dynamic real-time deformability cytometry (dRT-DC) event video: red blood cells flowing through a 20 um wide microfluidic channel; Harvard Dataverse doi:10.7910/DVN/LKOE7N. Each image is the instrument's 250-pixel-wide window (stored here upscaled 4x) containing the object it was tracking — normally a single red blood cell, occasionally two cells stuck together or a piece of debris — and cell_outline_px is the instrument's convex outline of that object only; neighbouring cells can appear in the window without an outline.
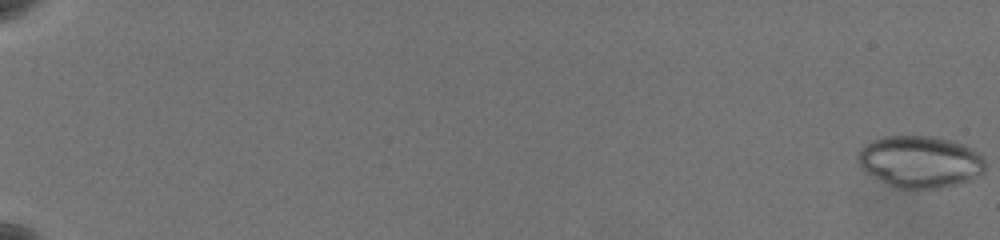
{"species": "common noctule bat (a hibernating species)", "species_latin": "Nyctalus noctula", "temperature_condition": "warm", "stored_images_in_passage": 63, "camera_frame_rate_fps": 3000, "um_per_image_px": 0.085, "animal": {"sex": "female", "body_mass_g": 19.5, "forearm_length_mm": 54.1}, "frame": {"image": 1, "passage_image": 1, "time_ms": 0.0, "image_size_px": [1000, 240], "cell_outline_px": [[984, 172], [980, 176], [956, 184], [940, 188], [896, 188], [864, 172], [856, 164], [856, 152], [864, 144], [872, 140], [884, 136], [936, 136], [952, 140], [964, 144], [980, 152], [984, 160]], "centroid_in_image_um": [78.17, 13.73], "position_along_channel_um": 6.8, "area_um2": 39.13}}
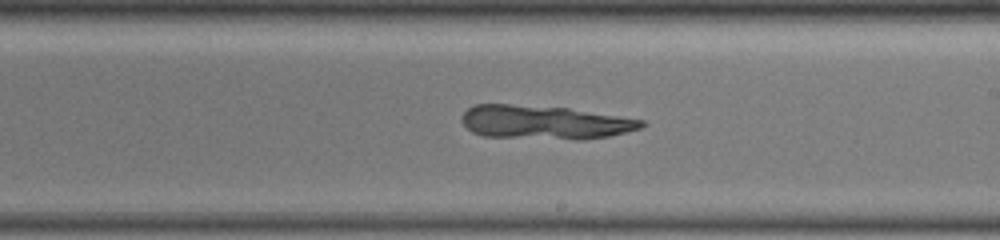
{"frame": {"image": 2, "passage_image": 41, "time_ms": 13.333, "image_size_px": [1000, 240], "cell_outline_px": [[648, 124], [640, 128], [608, 136], [584, 140], [576, 140], [484, 136], [472, 132], [460, 120], [460, 116], [468, 108], [476, 104], [508, 104], [568, 108], [644, 120]], "centroid_in_image_um": [46.27, 10.4], "position_along_channel_um": 242.7, "area_um2": 35.37}}
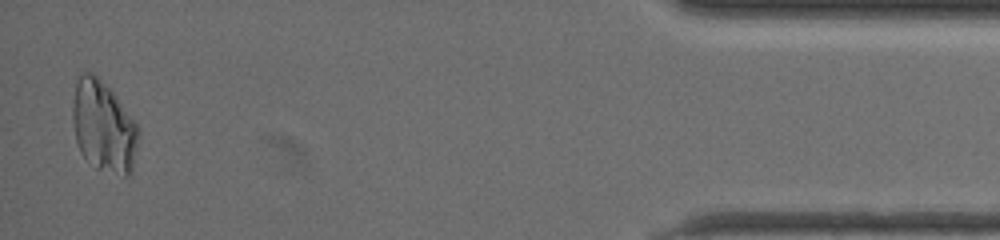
{"frame": {"image": 3, "passage_image": 62, "time_ms": 20.333, "image_size_px": [1000, 240], "cell_outline_px": [[140, 132], [132, 172], [128, 176], [124, 176], [96, 168], [80, 152], [76, 140], [72, 120], [72, 104], [76, 80], [80, 72], [92, 72], [112, 92], [140, 128]], "centroid_in_image_um": [8.79, 10.77], "position_along_channel_um": 426.4, "area_um2": 34.97}}